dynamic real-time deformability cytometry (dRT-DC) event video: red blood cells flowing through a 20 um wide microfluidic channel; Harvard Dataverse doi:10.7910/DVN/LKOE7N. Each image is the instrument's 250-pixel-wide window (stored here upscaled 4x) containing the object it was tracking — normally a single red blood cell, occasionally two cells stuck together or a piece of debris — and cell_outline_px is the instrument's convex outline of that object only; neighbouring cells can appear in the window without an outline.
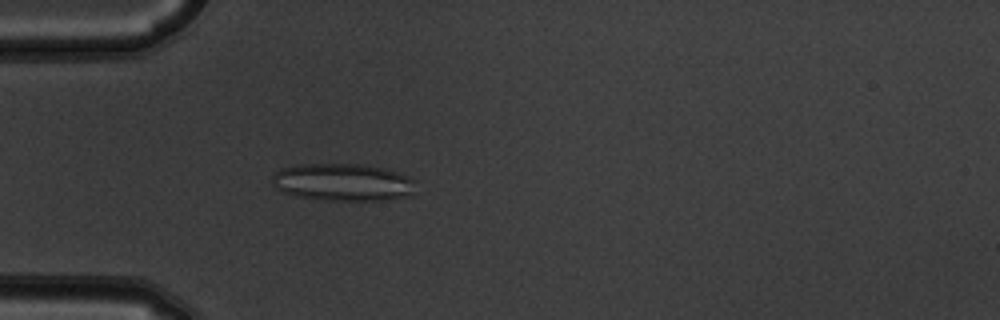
{"species": "common noctule bat (a hibernating species)", "species_latin": "Nyctalus noctula", "temperature_condition": "warm", "stored_images_in_passage": 4, "camera_frame_rate_fps": 3000, "um_per_image_px": 0.085, "animal": {"sex": "male", "body_mass_g": 19.5, "forearm_length_mm": 54.6}, "frame": {"image": 1, "passage_image": 4, "time_ms": 1.0, "image_size_px": [1000, 320], "cell_outline_px": [[416, 180], [412, 192], [400, 196], [384, 200], [320, 200], [296, 196], [284, 192], [276, 188], [272, 184], [272, 176], [280, 168], [296, 164], [360, 164], [384, 168], [396, 172]], "centroid_in_image_um": [29.06, 15.48], "position_along_channel_um": 55.9, "area_um2": 31.15}}